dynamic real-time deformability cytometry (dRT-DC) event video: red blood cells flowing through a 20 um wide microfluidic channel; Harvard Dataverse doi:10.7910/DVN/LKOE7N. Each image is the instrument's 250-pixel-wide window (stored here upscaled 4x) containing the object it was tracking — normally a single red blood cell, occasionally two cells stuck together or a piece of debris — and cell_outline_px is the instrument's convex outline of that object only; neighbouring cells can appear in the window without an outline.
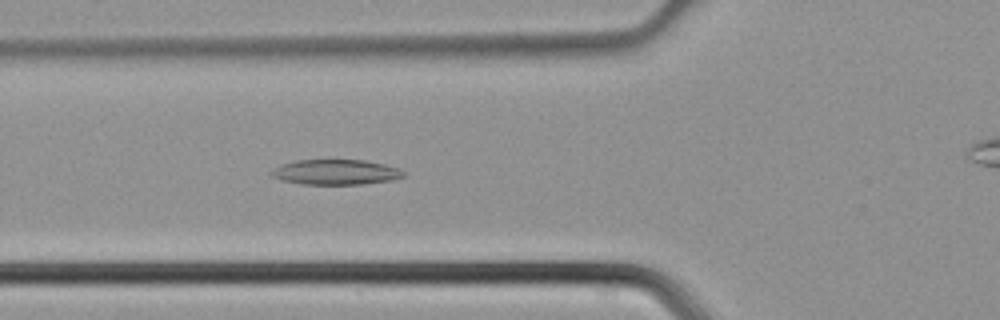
{"species": "common noctule bat (a hibernating species)", "species_latin": "Nyctalus noctula", "temperature_condition": "cold", "stored_images_in_passage": 34, "camera_frame_rate_fps": 3000, "um_per_image_px": 0.085, "animal": {"sex": "male", "body_mass_g": 21.5, "forearm_length_mm": 52.0}, "frame": {"image": 1, "passage_image": 8, "time_ms": 2.333, "image_size_px": [1000, 320], "cell_outline_px": [[408, 172], [404, 176], [392, 180], [360, 184], [300, 184], [280, 180], [272, 176], [268, 172], [280, 164], [296, 160], [364, 160], [384, 164], [400, 168]], "centroid_in_image_um": [28.53, 14.63], "position_along_channel_um": 97.3, "area_um2": 19.59}}
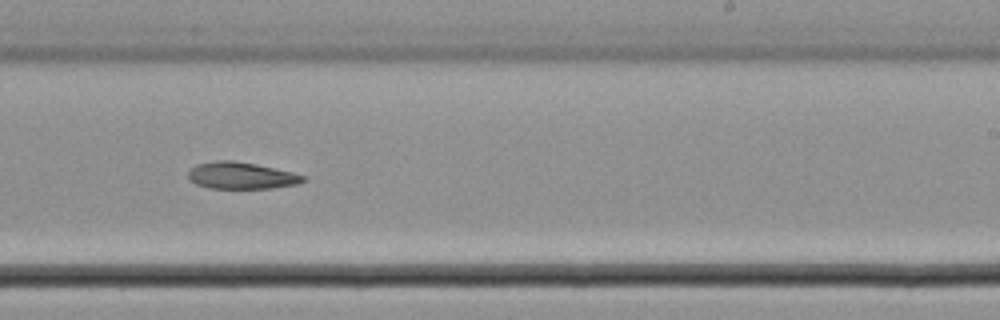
{"frame": {"image": 2, "passage_image": 19, "time_ms": 6.0, "image_size_px": [1000, 320], "cell_outline_px": [[308, 180], [296, 184], [272, 188], [208, 188], [196, 184], [188, 180], [188, 172], [196, 164], [216, 160], [232, 160], [256, 164], [292, 172], [304, 176]], "centroid_in_image_um": [20.48, 14.92], "position_along_channel_um": 268.5, "area_um2": 17.98}}
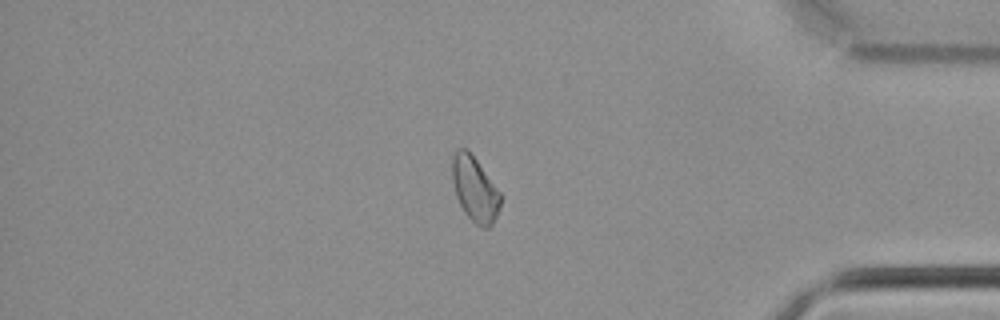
{"frame": {"image": 3, "passage_image": 29, "time_ms": 9.333, "image_size_px": [1000, 320], "cell_outline_px": [[500, 208], [492, 224], [488, 228], [484, 228], [476, 224], [464, 212], [456, 196], [452, 180], [452, 156], [460, 148], [468, 148], [500, 192]], "centroid_in_image_um": [40.35, 16.06], "position_along_channel_um": 394.9, "area_um2": 18.15}}